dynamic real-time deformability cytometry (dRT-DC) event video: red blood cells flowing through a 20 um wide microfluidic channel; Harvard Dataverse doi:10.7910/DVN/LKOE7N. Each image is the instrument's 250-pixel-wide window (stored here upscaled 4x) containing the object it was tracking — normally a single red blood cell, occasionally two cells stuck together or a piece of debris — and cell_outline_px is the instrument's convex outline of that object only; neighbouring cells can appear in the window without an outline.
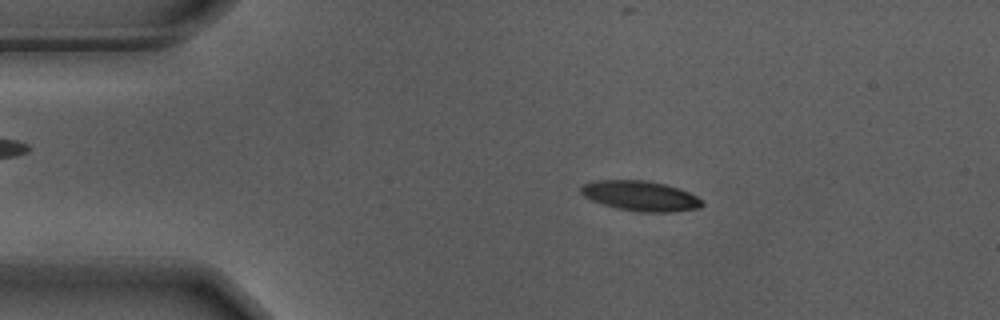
{"species": "Egyptian fruit bat (a non-hibernating species)", "species_latin": "Rousettus aegyptiacus", "temperature_condition": "warm", "stored_images_in_passage": 53, "camera_frame_rate_fps": 3000, "um_per_image_px": 0.085, "animal": {"sex": "male"}, "frame": {"image": 1, "passage_image": 7, "time_ms": 2.0, "image_size_px": [1000, 320], "cell_outline_px": [[704, 204], [700, 208], [672, 212], [640, 212], [616, 208], [592, 200], [584, 196], [580, 192], [580, 188], [584, 184], [596, 180], [648, 180], [664, 184], [688, 192], [696, 196]], "centroid_in_image_um": [54.43, 16.65], "position_along_channel_um": 30.6, "area_um2": 21.1}}
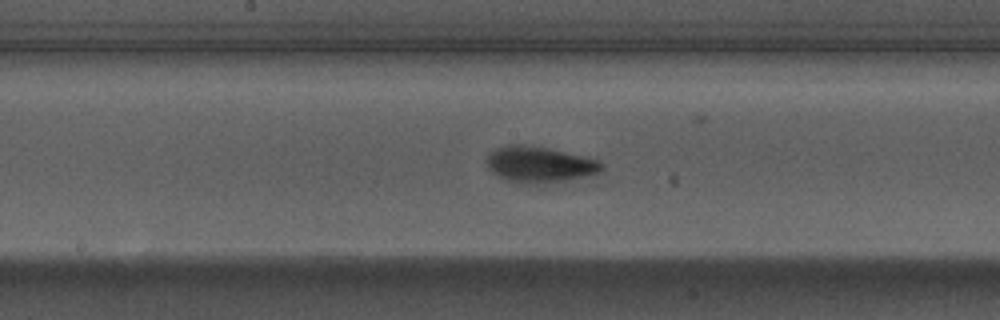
{"frame": {"image": 2, "passage_image": 25, "time_ms": 8.0, "image_size_px": [1000, 320], "cell_outline_px": [[604, 168], [596, 176], [536, 184], [520, 184], [508, 180], [492, 172], [488, 168], [488, 152], [496, 148], [508, 144], [524, 144], [548, 148], [588, 156], [604, 164]], "centroid_in_image_um": [45.92, 13.98], "position_along_channel_um": 202.3, "area_um2": 24.57}}
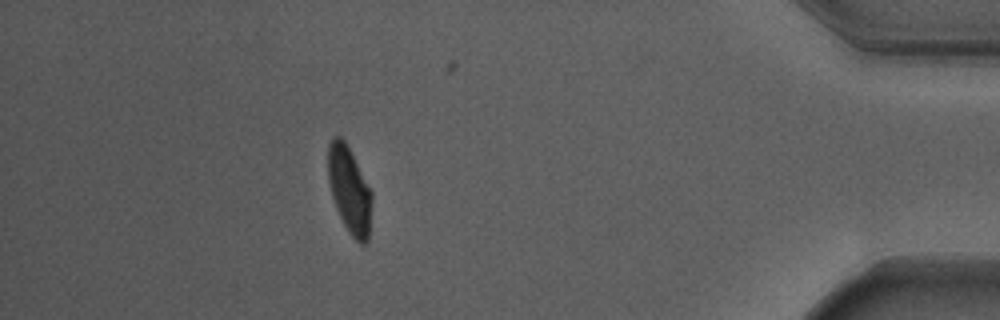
{"frame": {"image": 3, "passage_image": 46, "time_ms": 15.0, "image_size_px": [1000, 320], "cell_outline_px": [[372, 200], [368, 240], [364, 244], [360, 244], [348, 232], [336, 208], [332, 196], [328, 180], [328, 144], [332, 136], [340, 136], [344, 140], [372, 192]], "centroid_in_image_um": [29.69, 16.15], "position_along_channel_um": 405.5, "area_um2": 21.91}}